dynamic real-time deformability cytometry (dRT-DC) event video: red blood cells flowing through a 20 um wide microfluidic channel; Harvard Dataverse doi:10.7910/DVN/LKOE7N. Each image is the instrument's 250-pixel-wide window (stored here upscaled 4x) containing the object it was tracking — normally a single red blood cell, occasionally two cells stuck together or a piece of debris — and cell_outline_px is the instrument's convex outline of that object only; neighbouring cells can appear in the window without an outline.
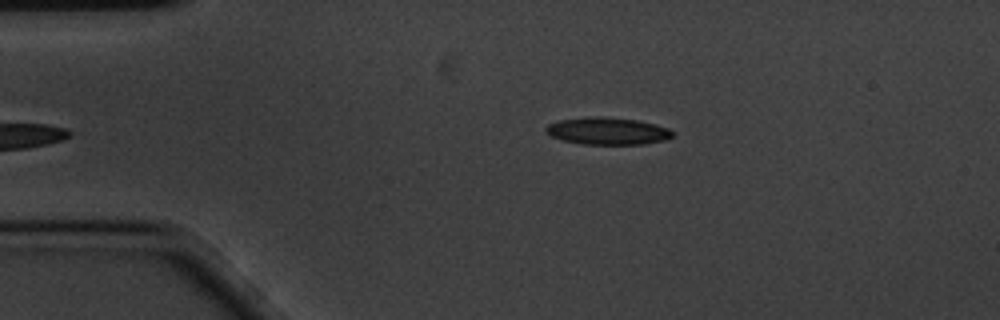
{"species": "common noctule bat (a hibernating species)", "species_latin": "Nyctalus noctula", "temperature_condition": "cold", "stored_images_in_passage": 6, "camera_frame_rate_fps": 3000, "um_per_image_px": 0.085, "animal": {"sex": "male", "body_mass_g": 20.1, "forearm_length_mm": 53.5}, "frame": {"image": 1, "passage_image": 6, "time_ms": 1.667, "image_size_px": [1000, 320], "cell_outline_px": [[672, 136], [664, 140], [644, 144], [580, 144], [564, 140], [552, 136], [544, 132], [544, 128], [548, 124], [560, 120], [588, 116], [600, 116], [636, 120], [656, 124], [668, 128], [672, 132]], "centroid_in_image_um": [51.61, 11.13], "position_along_channel_um": 33.4, "area_um2": 20.06}}